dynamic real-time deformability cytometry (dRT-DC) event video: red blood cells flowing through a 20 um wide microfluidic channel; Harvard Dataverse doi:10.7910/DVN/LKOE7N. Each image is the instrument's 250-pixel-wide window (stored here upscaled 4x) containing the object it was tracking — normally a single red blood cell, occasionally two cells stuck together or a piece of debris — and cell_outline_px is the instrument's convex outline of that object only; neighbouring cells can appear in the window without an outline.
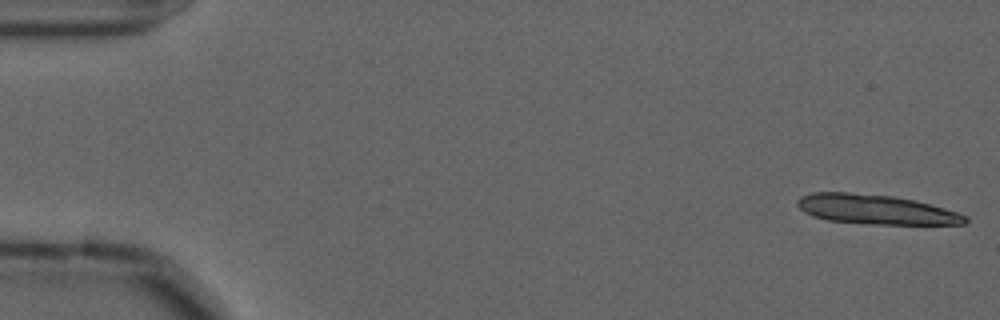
{"species": "common noctule bat (a hibernating species)", "species_latin": "Nyctalus noctula", "temperature_condition": "cold", "stored_images_in_passage": 12, "camera_frame_rate_fps": 3000, "um_per_image_px": 0.085, "animal": {"sex": "male", "forearm_length_mm": 52.5}, "frame": {"image": 1, "passage_image": 1, "time_ms": 0.0, "image_size_px": [1000, 320], "cell_outline_px": [[968, 224], [872, 224], [828, 220], [812, 216], [804, 212], [796, 204], [796, 200], [800, 196], [812, 192], [848, 192], [892, 196], [916, 200], [944, 208], [968, 216]], "centroid_in_image_um": [74.43, 17.8], "position_along_channel_um": 10.6, "area_um2": 29.02}}